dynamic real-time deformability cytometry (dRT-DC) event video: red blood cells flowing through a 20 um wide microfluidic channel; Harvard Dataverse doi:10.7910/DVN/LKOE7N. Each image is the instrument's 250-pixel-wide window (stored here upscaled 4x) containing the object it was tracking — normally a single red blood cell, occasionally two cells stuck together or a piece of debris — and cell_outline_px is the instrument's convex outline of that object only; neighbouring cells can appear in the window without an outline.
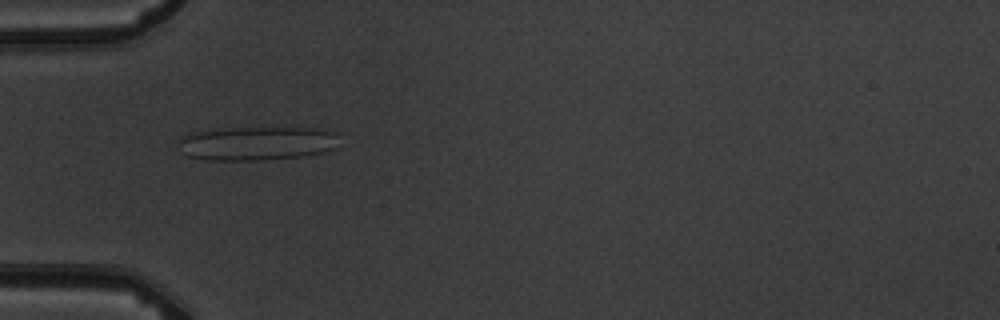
{"species": "common noctule bat (a hibernating species)", "species_latin": "Nyctalus noctula", "temperature_condition": "warm", "stored_images_in_passage": 8, "camera_frame_rate_fps": 3000, "um_per_image_px": 0.085, "animal": {"sex": "male", "body_mass_g": 19.5, "forearm_length_mm": 54.6}, "frame": {"image": 1, "passage_image": 5, "time_ms": 4.667, "image_size_px": [1000, 320], "cell_outline_px": [[340, 144], [336, 148], [324, 152], [300, 156], [260, 160], [204, 160], [188, 156], [180, 152], [180, 140], [188, 132], [232, 128], [324, 128], [340, 132]], "centroid_in_image_um": [21.92, 12.17], "position_along_channel_um": 63.1, "area_um2": 32.19}}
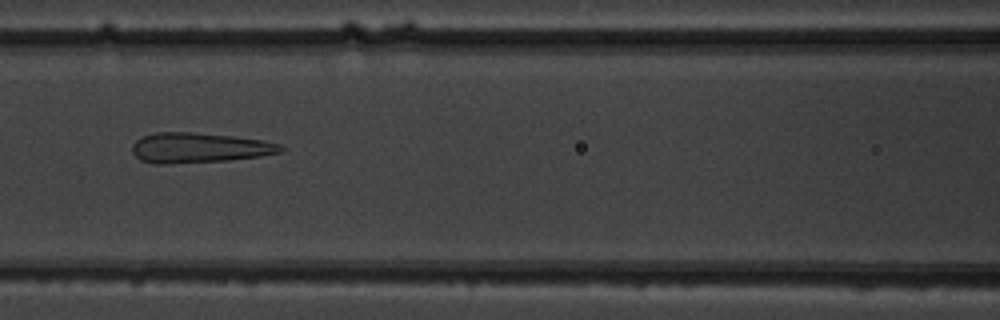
{"frame": {"image": 2, "passage_image": 7, "time_ms": 7.0, "image_size_px": [1000, 320], "cell_outline_px": [[288, 148], [284, 152], [260, 156], [228, 160], [168, 164], [156, 164], [140, 160], [132, 152], [132, 144], [136, 140], [144, 136], [156, 132], [192, 132], [232, 136], [264, 140], [280, 144]], "centroid_in_image_um": [16.96, 12.56], "position_along_channel_um": 149.6, "area_um2": 26.24}}
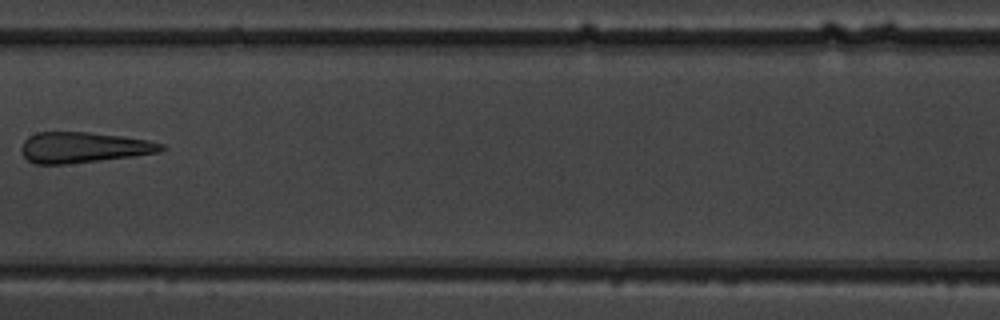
{"frame": {"image": 3, "passage_image": 8, "time_ms": 8.333, "image_size_px": [1000, 320], "cell_outline_px": [[168, 148], [160, 152], [132, 156], [64, 164], [32, 164], [24, 156], [20, 148], [24, 140], [28, 136], [36, 132], [88, 132], [120, 136], [148, 140], [164, 144]], "centroid_in_image_um": [7.08, 12.53], "position_along_channel_um": 200.3, "area_um2": 24.97}}